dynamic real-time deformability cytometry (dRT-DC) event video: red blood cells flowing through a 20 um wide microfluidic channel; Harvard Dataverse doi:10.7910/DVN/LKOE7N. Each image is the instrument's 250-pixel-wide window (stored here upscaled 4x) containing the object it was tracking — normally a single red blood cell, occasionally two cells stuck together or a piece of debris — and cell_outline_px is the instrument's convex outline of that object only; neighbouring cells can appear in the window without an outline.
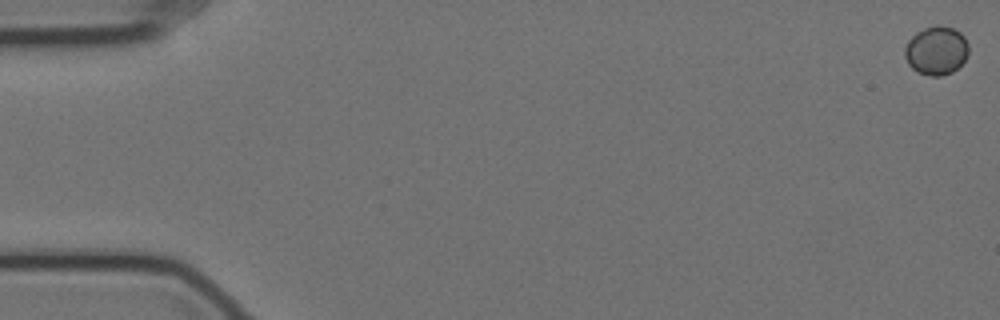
{"species": "Egyptian fruit bat (a non-hibernating species)", "species_latin": "Rousettus aegyptiacus", "temperature_condition": "cold", "stored_images_in_passage": 59, "camera_frame_rate_fps": 3000, "um_per_image_px": 0.085, "animal": {"sex": "female"}, "frame": {"image": 1, "passage_image": 1, "time_ms": 0.0, "image_size_px": [1000, 320], "cell_outline_px": [[968, 56], [952, 72], [940, 76], [932, 76], [916, 72], [908, 64], [904, 56], [904, 48], [908, 40], [916, 32], [924, 28], [936, 24], [940, 24], [952, 28], [960, 32], [964, 36], [968, 44]], "centroid_in_image_um": [79.57, 4.28], "position_along_channel_um": 5.4, "area_um2": 18.26}}
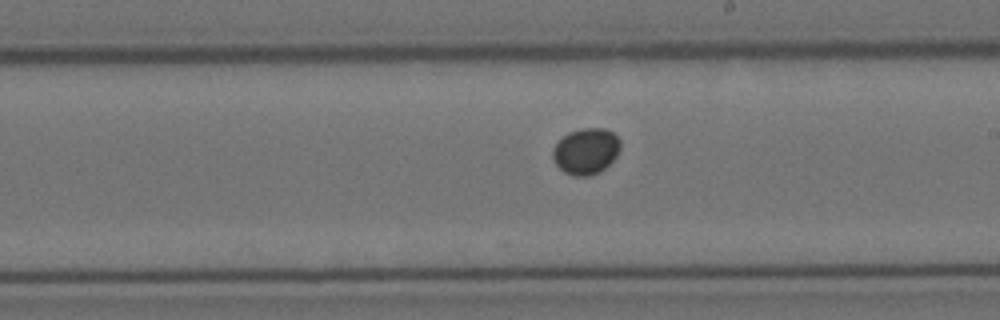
{"frame": {"image": 2, "passage_image": 34, "time_ms": 11.0, "image_size_px": [1000, 320], "cell_outline_px": [[620, 148], [616, 156], [600, 172], [588, 176], [572, 176], [564, 172], [552, 160], [552, 148], [568, 132], [584, 128], [604, 128], [612, 132], [620, 140]], "centroid_in_image_um": [49.79, 12.86], "position_along_channel_um": 239.2, "area_um2": 18.15}}
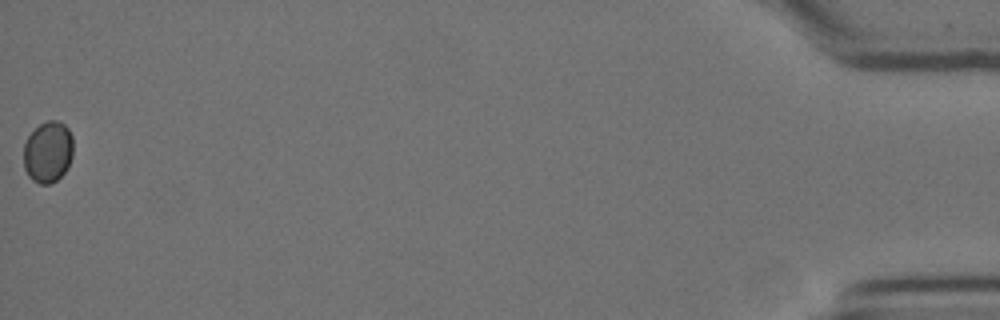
{"frame": {"image": 3, "passage_image": 59, "time_ms": 19.333, "image_size_px": [1000, 320], "cell_outline_px": [[72, 156], [68, 168], [56, 180], [48, 184], [40, 184], [32, 180], [28, 176], [24, 168], [24, 144], [28, 136], [40, 124], [48, 120], [60, 120], [68, 128], [72, 136]], "centroid_in_image_um": [4.08, 12.91], "position_along_channel_um": 431.1, "area_um2": 17.8}}